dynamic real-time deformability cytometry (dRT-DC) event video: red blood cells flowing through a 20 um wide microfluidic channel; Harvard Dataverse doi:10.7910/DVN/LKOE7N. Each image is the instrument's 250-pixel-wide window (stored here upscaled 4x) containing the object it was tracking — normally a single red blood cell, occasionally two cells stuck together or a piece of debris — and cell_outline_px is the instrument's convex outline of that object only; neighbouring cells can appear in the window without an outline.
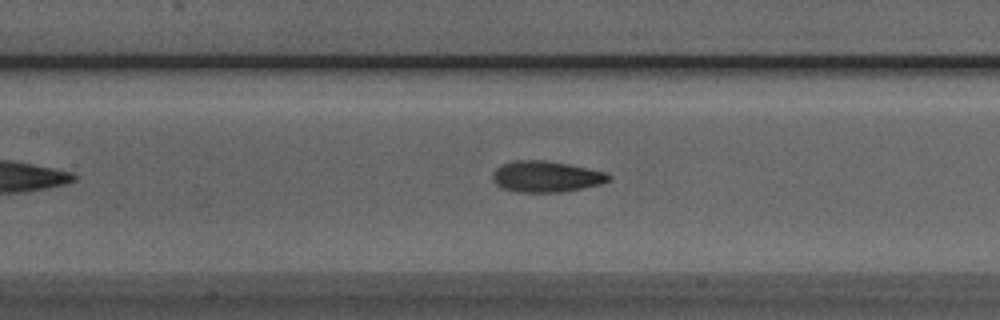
{"species": "Egyptian fruit bat (a non-hibernating species)", "species_latin": "Rousettus aegyptiacus", "temperature_condition": "room temperature", "stored_images_in_passage": 23, "camera_frame_rate_fps": 3000, "um_per_image_px": 0.085, "animal": {"sex": "male"}, "frame": {"image": 1, "passage_image": 10, "time_ms": 3.0, "image_size_px": [1000, 320], "cell_outline_px": [[612, 180], [600, 184], [560, 192], [516, 192], [504, 188], [496, 184], [492, 180], [492, 172], [500, 164], [516, 160], [544, 160], [568, 164], [608, 172], [612, 176]], "centroid_in_image_um": [46.42, 15.0], "position_along_channel_um": 161.0, "area_um2": 21.15}}
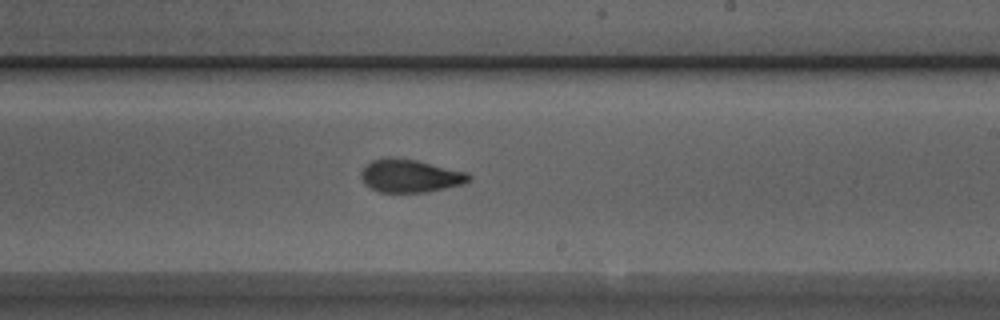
{"frame": {"image": 2, "passage_image": 17, "time_ms": 5.333, "image_size_px": [1000, 320], "cell_outline_px": [[472, 180], [464, 184], [424, 192], [380, 192], [364, 184], [360, 176], [360, 172], [372, 160], [380, 156], [392, 156], [416, 160], [468, 172], [472, 176]], "centroid_in_image_um": [34.86, 14.93], "position_along_channel_um": 254.1, "area_um2": 20.98}}
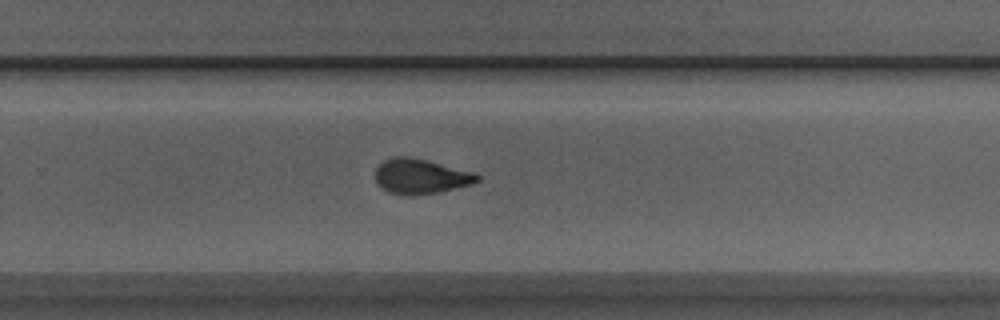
{"frame": {"image": 3, "passage_image": 20, "time_ms": 6.333, "image_size_px": [1000, 320], "cell_outline_px": [[480, 180], [472, 184], [440, 192], [388, 192], [380, 188], [376, 180], [376, 168], [384, 160], [396, 156], [408, 156], [428, 160], [476, 172], [480, 176]], "centroid_in_image_um": [35.81, 14.94], "position_along_channel_um": 294.0, "area_um2": 20.29}}